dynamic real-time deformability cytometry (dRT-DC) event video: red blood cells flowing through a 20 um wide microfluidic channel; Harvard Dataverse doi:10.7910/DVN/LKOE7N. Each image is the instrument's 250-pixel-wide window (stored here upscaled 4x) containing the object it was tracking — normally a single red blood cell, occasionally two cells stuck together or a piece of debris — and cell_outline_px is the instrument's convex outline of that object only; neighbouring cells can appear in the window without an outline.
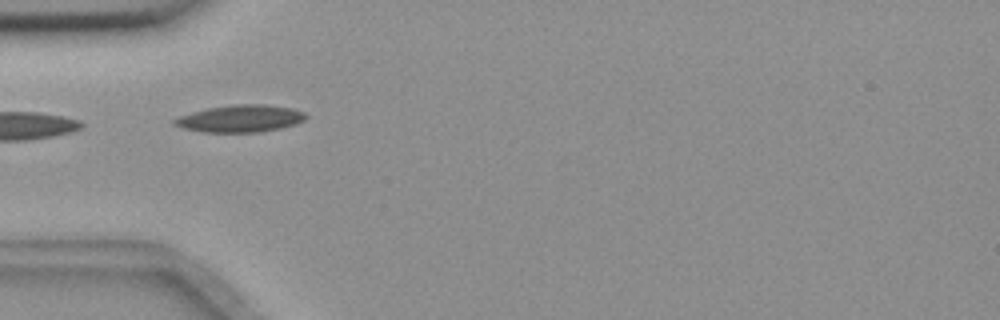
{"species": "common noctule bat (a hibernating species)", "species_latin": "Nyctalus noctula", "temperature_condition": "room temperature", "stored_images_in_passage": 3, "camera_frame_rate_fps": 3000, "um_per_image_px": 0.085, "animal": {"sex": "female", "body_mass_g": 18.4}, "frame": {"image": 1, "passage_image": 2, "time_ms": 0.333, "image_size_px": [1000, 320], "cell_outline_px": [[308, 116], [304, 120], [296, 124], [280, 128], [256, 132], [204, 132], [184, 128], [172, 124], [172, 120], [180, 116], [192, 112], [208, 108], [232, 104], [264, 104], [292, 108], [304, 112]], "centroid_in_image_um": [20.44, 10.07], "position_along_channel_um": 64.6, "area_um2": 20.75}}